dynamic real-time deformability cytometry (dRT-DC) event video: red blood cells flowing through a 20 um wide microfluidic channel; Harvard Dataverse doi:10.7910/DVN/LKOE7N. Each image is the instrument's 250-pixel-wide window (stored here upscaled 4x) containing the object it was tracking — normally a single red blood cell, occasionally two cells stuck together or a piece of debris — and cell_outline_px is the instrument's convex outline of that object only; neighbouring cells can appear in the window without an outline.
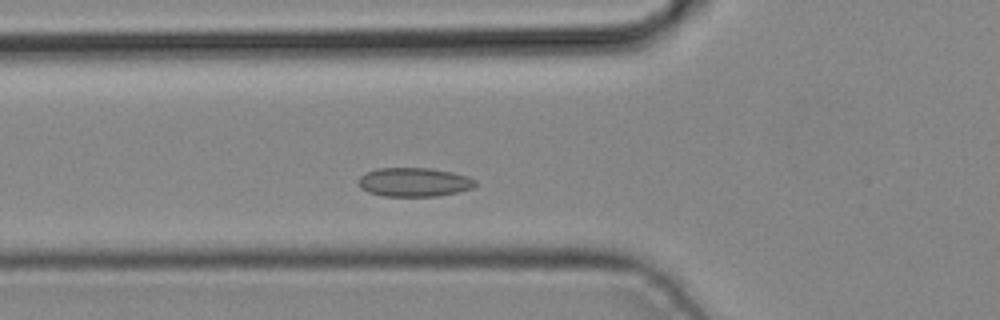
{"species": "common noctule bat (a hibernating species)", "species_latin": "Nyctalus noctula", "temperature_condition": "cold", "stored_images_in_passage": 3, "camera_frame_rate_fps": 3000, "um_per_image_px": 0.085, "animal": {"sex": "male", "body_mass_g": 19.2, "forearm_length_mm": 51.8}, "frame": {"image": 1, "passage_image": 3, "time_ms": 0.667, "image_size_px": [1000, 320], "cell_outline_px": [[476, 184], [472, 188], [456, 192], [436, 196], [384, 196], [368, 192], [360, 188], [356, 184], [360, 176], [364, 172], [376, 168], [428, 168], [452, 172], [468, 176], [476, 180]], "centroid_in_image_um": [35.14, 15.47], "position_along_channel_um": 90.7, "area_um2": 19.83}}